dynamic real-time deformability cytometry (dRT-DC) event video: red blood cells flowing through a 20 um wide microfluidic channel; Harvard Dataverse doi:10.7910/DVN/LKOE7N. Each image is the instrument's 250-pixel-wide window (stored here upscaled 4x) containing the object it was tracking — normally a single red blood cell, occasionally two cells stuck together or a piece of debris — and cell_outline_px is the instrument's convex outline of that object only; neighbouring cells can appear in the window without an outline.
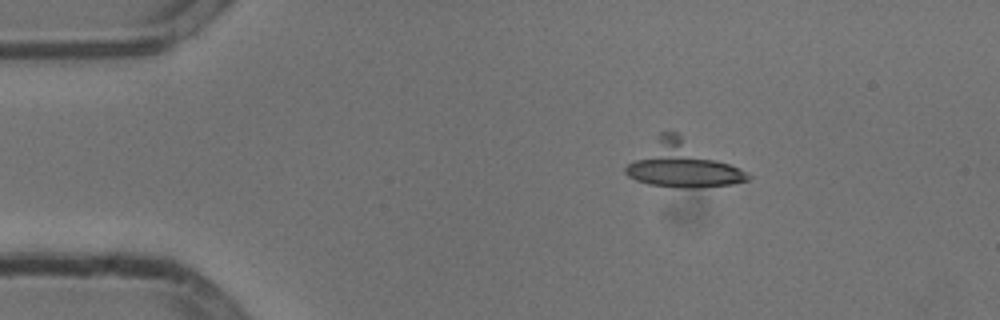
{"species": "common noctule bat (a hibernating species)", "species_latin": "Nyctalus noctula", "temperature_condition": "cold", "stored_images_in_passage": 31, "camera_frame_rate_fps": 3000, "um_per_image_px": 0.085, "animal": {"sex": "male", "body_mass_g": 13.3}, "frame": {"image": 1, "passage_image": 1, "time_ms": 0.0, "image_size_px": [1000, 320], "cell_outline_px": [[752, 176], [748, 180], [732, 184], [688, 188], [680, 188], [648, 184], [636, 180], [628, 176], [624, 172], [624, 168], [660, 132], [676, 132]], "centroid_in_image_um": [57.94, 14.0], "position_along_channel_um": 27.1, "area_um2": 31.44}}
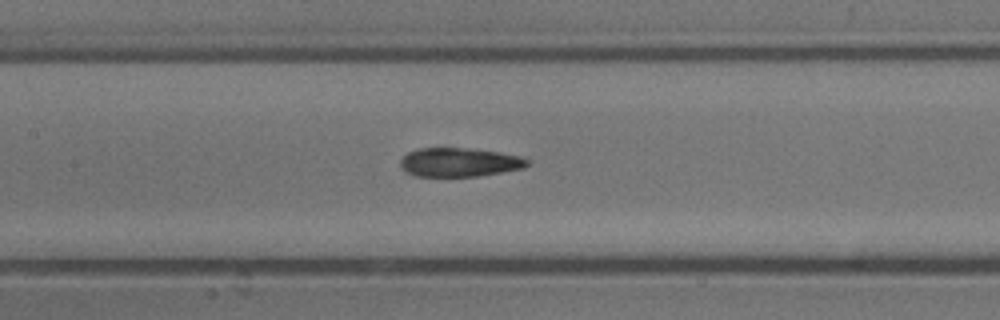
{"frame": {"image": 2, "passage_image": 17, "time_ms": 5.333, "image_size_px": [1000, 320], "cell_outline_px": [[528, 164], [520, 168], [500, 172], [476, 176], [416, 176], [400, 168], [400, 160], [408, 152], [420, 148], [460, 148], [496, 152], [516, 156], [528, 160]], "centroid_in_image_um": [38.95, 13.8], "position_along_channel_um": 168.4, "area_um2": 20.75}}
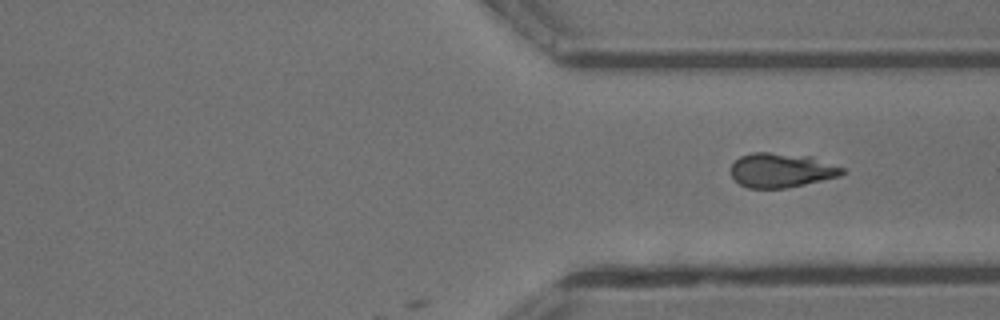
{"frame": {"image": 3, "passage_image": 31, "time_ms": 10.0, "image_size_px": [1000, 320], "cell_outline_px": [[844, 172], [840, 176], [804, 184], [784, 188], [748, 188], [740, 184], [732, 176], [732, 164], [740, 156], [752, 152], [768, 152], [812, 156], [844, 168]], "centroid_in_image_um": [66.42, 14.46], "position_along_channel_um": 345.0, "area_um2": 22.2}}